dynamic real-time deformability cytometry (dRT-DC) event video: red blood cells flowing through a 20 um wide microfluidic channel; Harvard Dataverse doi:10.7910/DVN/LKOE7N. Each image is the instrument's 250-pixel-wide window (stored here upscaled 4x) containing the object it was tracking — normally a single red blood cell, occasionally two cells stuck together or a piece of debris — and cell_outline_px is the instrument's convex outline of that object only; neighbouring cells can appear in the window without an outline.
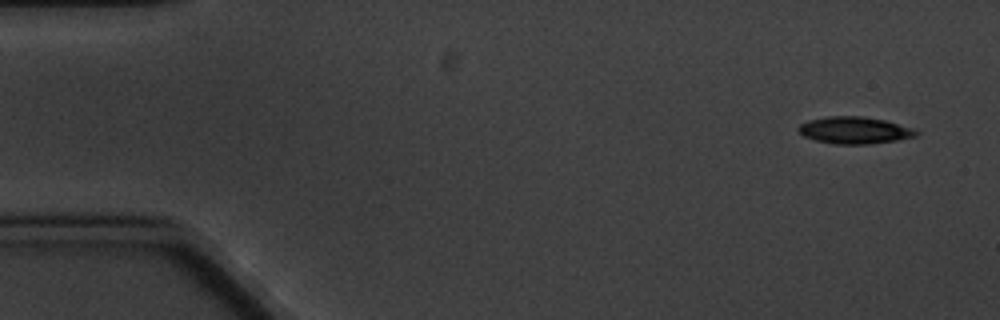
{"species": "common noctule bat (a hibernating species)", "species_latin": "Nyctalus noctula", "temperature_condition": "cold", "stored_images_in_passage": 5, "camera_frame_rate_fps": 3000, "um_per_image_px": 0.085, "animal": {"sex": "male", "body_mass_g": 20.1, "forearm_length_mm": 53.5}, "frame": {"image": 1, "passage_image": 1, "time_ms": 0.0, "image_size_px": [1000, 320], "cell_outline_px": [[920, 132], [916, 136], [896, 140], [868, 144], [836, 144], [816, 140], [804, 136], [796, 128], [800, 124], [808, 120], [828, 116], [864, 116], [884, 120], [912, 128]], "centroid_in_image_um": [72.62, 11.06], "position_along_channel_um": 12.4, "area_um2": 18.38}}
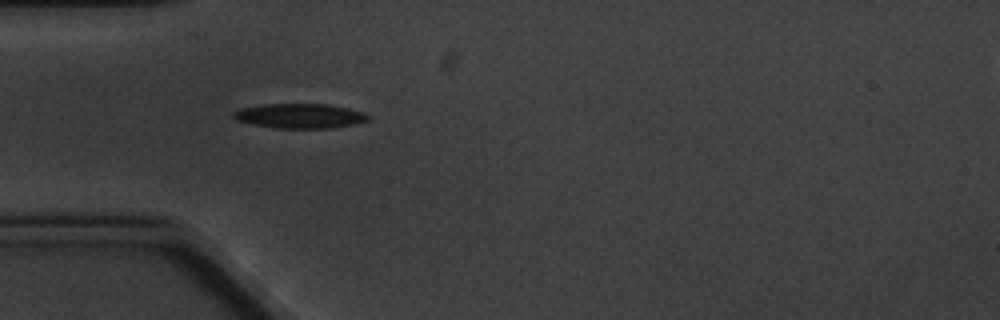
{"frame": {"image": 2, "passage_image": 5, "time_ms": 4.667, "image_size_px": [1000, 320], "cell_outline_px": [[372, 116], [368, 120], [352, 124], [332, 128], [276, 128], [236, 120], [232, 116], [232, 112], [240, 108], [264, 104], [328, 104], [348, 108], [364, 112]], "centroid_in_image_um": [25.5, 9.84], "position_along_channel_um": 59.5, "area_um2": 19.31}}